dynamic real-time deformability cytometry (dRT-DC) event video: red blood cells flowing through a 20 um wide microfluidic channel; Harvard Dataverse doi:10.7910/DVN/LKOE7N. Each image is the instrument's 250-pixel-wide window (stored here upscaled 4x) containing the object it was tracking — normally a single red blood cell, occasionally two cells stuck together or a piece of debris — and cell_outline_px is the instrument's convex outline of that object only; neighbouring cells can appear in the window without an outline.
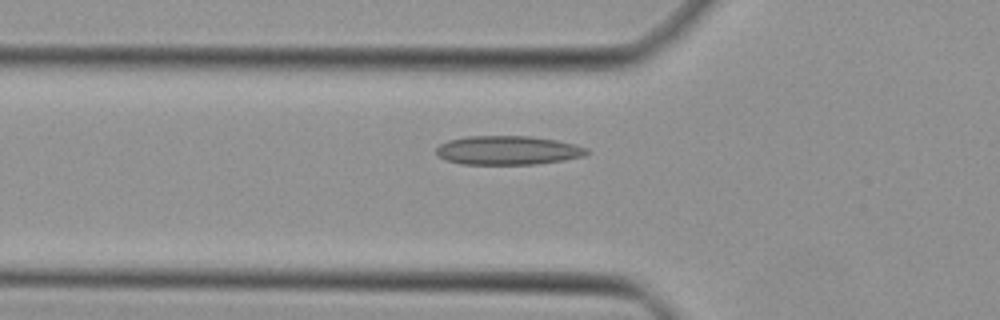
{"species": "Egyptian fruit bat (a non-hibernating species)", "species_latin": "Rousettus aegyptiacus", "temperature_condition": "cold", "stored_images_in_passage": 33, "camera_frame_rate_fps": 3000, "um_per_image_px": 0.085, "animal": {"sex": "female"}, "frame": {"image": 1, "passage_image": 5, "time_ms": 1.333, "image_size_px": [1000, 320], "cell_outline_px": [[592, 152], [584, 156], [564, 160], [536, 164], [464, 164], [444, 160], [436, 152], [436, 148], [440, 144], [448, 140], [468, 136], [532, 136], [556, 140], [588, 148]], "centroid_in_image_um": [43.19, 12.77], "position_along_channel_um": 82.6, "area_um2": 25.43}}
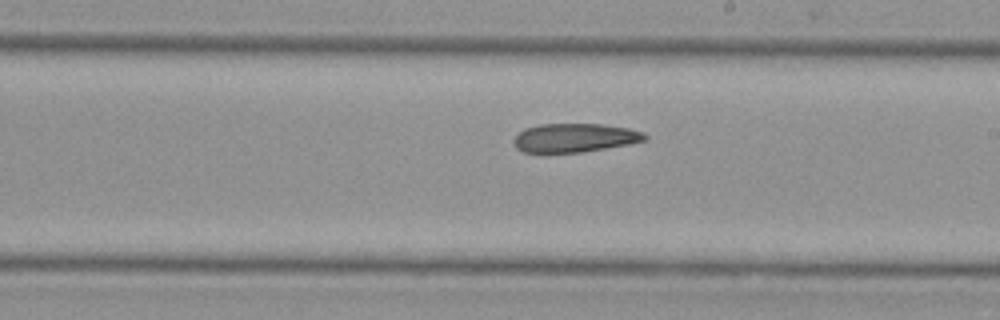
{"frame": {"image": 2, "passage_image": 16, "time_ms": 5.0, "image_size_px": [1000, 320], "cell_outline_px": [[648, 136], [644, 140], [628, 144], [580, 152], [544, 156], [524, 152], [516, 148], [512, 140], [524, 128], [540, 124], [604, 124], [628, 128], [644, 132]], "centroid_in_image_um": [48.76, 11.75], "position_along_channel_um": 240.2, "area_um2": 22.6}}
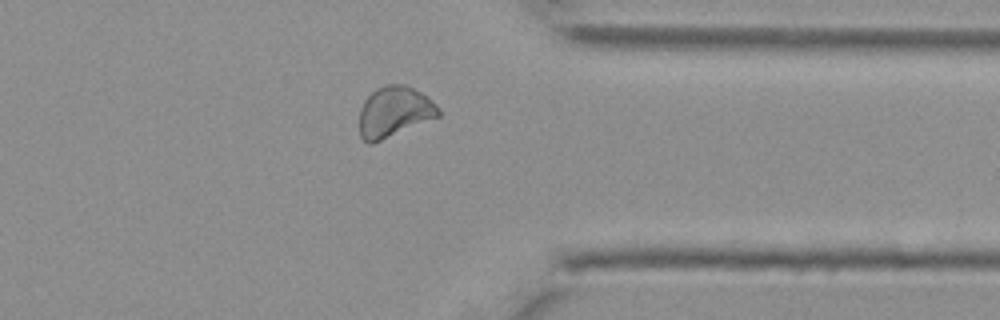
{"frame": {"image": 3, "passage_image": 26, "time_ms": 8.333, "image_size_px": [1000, 320], "cell_outline_px": [[440, 116], [372, 144], [368, 144], [360, 136], [360, 108], [364, 100], [376, 88], [384, 84], [404, 84], [428, 96], [440, 108]], "centroid_in_image_um": [33.51, 9.5], "position_along_channel_um": 377.9, "area_um2": 23.41}}